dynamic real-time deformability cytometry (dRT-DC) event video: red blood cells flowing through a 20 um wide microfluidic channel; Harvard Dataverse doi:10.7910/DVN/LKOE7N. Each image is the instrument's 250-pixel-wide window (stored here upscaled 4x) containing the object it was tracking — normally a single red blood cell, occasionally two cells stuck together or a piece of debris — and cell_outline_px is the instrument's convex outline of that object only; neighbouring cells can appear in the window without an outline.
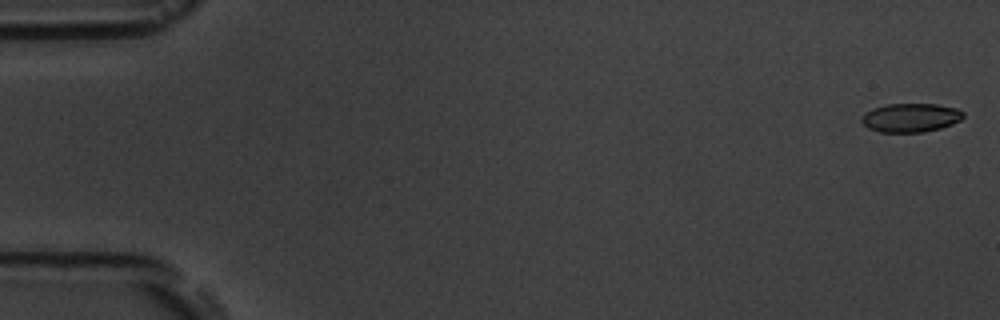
{"species": "common noctule bat (a hibernating species)", "species_latin": "Nyctalus noctula", "temperature_condition": "room temperature", "stored_images_in_passage": 5, "camera_frame_rate_fps": 3000, "um_per_image_px": 0.085, "animal": {"sex": "male", "body_mass_g": 19.5, "forearm_length_mm": 54.6}, "frame": {"image": 1, "passage_image": 1, "time_ms": 0.0, "image_size_px": [1000, 320], "cell_outline_px": [[964, 116], [960, 120], [952, 124], [940, 128], [920, 132], [880, 132], [868, 128], [860, 120], [864, 112], [872, 108], [884, 104], [936, 104], [956, 108], [964, 112]], "centroid_in_image_um": [77.38, 9.99], "position_along_channel_um": 7.6, "area_um2": 17.11}}
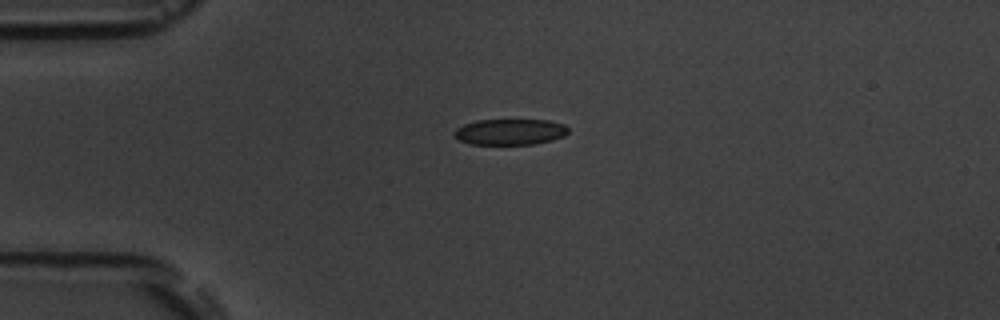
{"frame": {"image": 2, "passage_image": 4, "time_ms": 4.333, "image_size_px": [1000, 320], "cell_outline_px": [[568, 132], [564, 136], [552, 140], [532, 144], [468, 144], [460, 140], [452, 132], [456, 128], [464, 124], [476, 120], [548, 120], [564, 124], [568, 128]], "centroid_in_image_um": [43.35, 11.2], "position_along_channel_um": 41.7, "area_um2": 17.22}}